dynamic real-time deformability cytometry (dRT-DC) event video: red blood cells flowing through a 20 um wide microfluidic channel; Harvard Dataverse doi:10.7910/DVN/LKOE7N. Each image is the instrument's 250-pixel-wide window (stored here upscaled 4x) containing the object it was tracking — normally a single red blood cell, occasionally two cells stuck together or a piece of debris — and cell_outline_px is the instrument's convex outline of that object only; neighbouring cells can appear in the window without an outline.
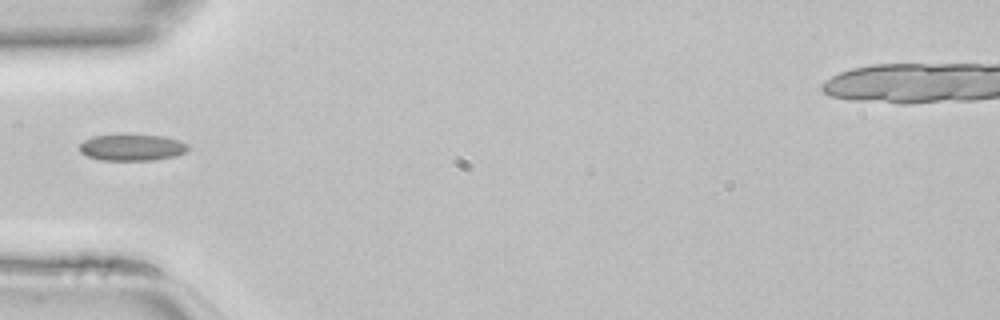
{"species": "common noctule bat (a hibernating species)", "species_latin": "Nyctalus noctula", "temperature_condition": "room temperature", "stored_images_in_passage": 31, "camera_frame_rate_fps": 3000, "um_per_image_px": 0.085, "animal": {"sex": "female", "body_mass_g": 22.7, "forearm_length_mm": 54.2}, "frame": {"image": 1, "passage_image": 1, "time_ms": 0.0, "image_size_px": [1000, 320], "cell_outline_px": [[188, 152], [176, 156], [152, 160], [100, 160], [88, 156], [80, 152], [80, 144], [84, 140], [92, 136], [116, 132], [160, 136], [176, 140], [188, 144]], "centroid_in_image_um": [11.18, 12.5], "position_along_channel_um": 73.8, "area_um2": 17.28}}
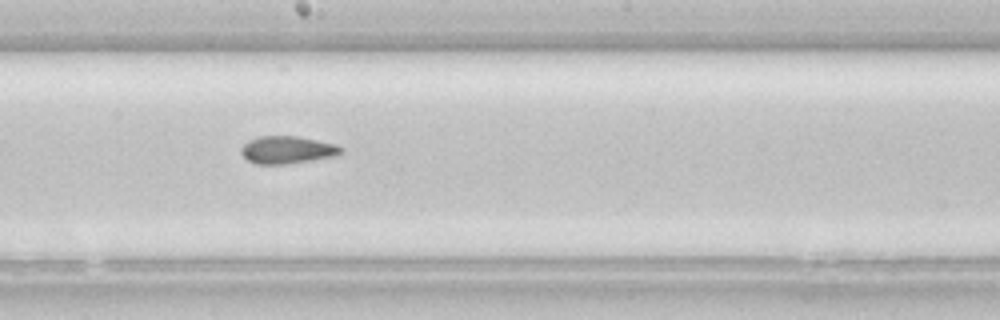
{"frame": {"image": 2, "passage_image": 11, "time_ms": 3.333, "image_size_px": [1000, 320], "cell_outline_px": [[344, 152], [340, 156], [288, 164], [256, 164], [248, 160], [240, 152], [240, 148], [248, 140], [260, 136], [296, 136], [336, 144], [344, 148]], "centroid_in_image_um": [24.47, 12.75], "position_along_channel_um": 223.7, "area_um2": 16.3}}
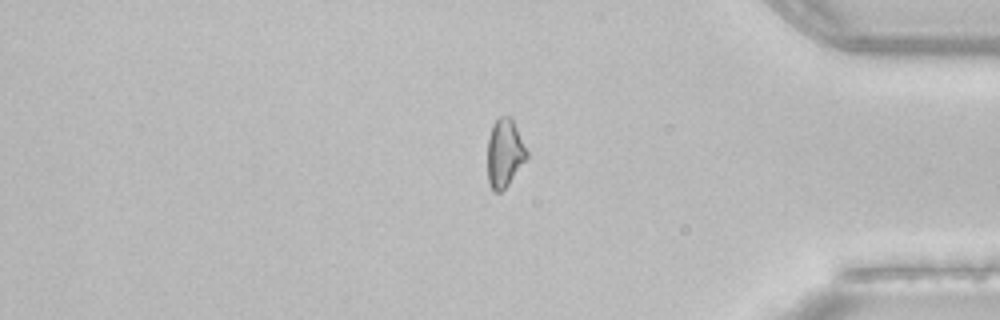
{"frame": {"image": 3, "passage_image": 24, "time_ms": 7.667, "image_size_px": [1000, 320], "cell_outline_px": [[528, 156], [508, 184], [500, 192], [492, 192], [488, 184], [488, 136], [492, 124], [500, 116], [508, 116], [512, 120], [528, 152]], "centroid_in_image_um": [42.86, 13.03], "position_along_channel_um": 392.3, "area_um2": 15.43}}